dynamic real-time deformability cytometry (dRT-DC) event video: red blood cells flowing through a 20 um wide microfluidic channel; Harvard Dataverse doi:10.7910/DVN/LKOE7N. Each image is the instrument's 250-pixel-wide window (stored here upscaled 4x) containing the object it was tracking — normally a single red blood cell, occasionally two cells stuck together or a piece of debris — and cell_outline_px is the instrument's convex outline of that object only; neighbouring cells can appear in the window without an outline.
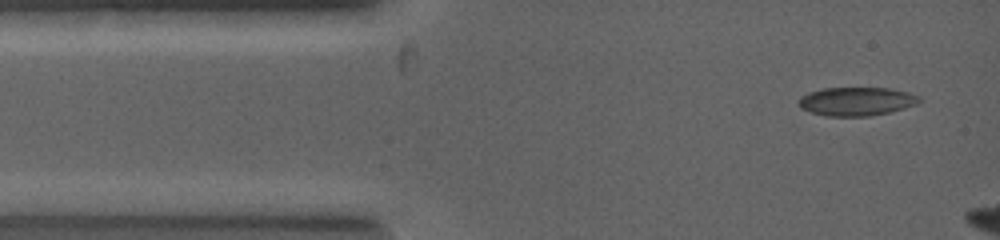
{"species": "common noctule bat (a hibernating species)", "species_latin": "Nyctalus noctula", "temperature_condition": "warm", "stored_images_in_passage": 4, "camera_frame_rate_fps": 5000, "um_per_image_px": 0.085, "animal": {"sex": "female", "body_mass_g": 19.0, "forearm_length_mm": 53.3}, "frame": {"image": 1, "passage_image": 1, "time_ms": 0.0, "image_size_px": [1000, 240], "cell_outline_px": [[920, 100], [916, 104], [904, 108], [888, 112], [868, 116], [824, 116], [800, 108], [800, 96], [808, 92], [824, 88], [888, 88], [920, 96]], "centroid_in_image_um": [72.76, 8.62], "position_along_channel_um": 12.2, "area_um2": 19.83}}